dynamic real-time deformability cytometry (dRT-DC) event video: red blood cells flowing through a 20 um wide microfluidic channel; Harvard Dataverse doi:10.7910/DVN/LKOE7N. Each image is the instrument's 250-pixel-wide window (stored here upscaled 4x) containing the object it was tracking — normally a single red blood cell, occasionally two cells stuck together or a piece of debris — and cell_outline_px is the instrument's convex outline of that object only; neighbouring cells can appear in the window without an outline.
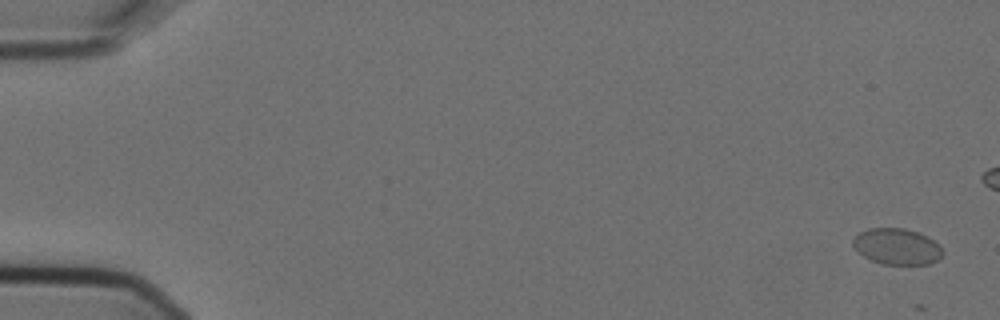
{"species": "Egyptian fruit bat (a non-hibernating species)", "species_latin": "Rousettus aegyptiacus", "temperature_condition": "cold", "stored_images_in_passage": 4, "camera_frame_rate_fps": 3000, "um_per_image_px": 0.085, "animal": {"sex": "female"}, "frame": {"image": 1, "passage_image": 1, "time_ms": 0.0, "image_size_px": [1000, 320], "cell_outline_px": [[944, 252], [940, 260], [928, 264], [884, 264], [872, 260], [864, 256], [852, 244], [852, 240], [860, 232], [868, 228], [904, 228], [920, 232], [928, 236], [940, 244]], "centroid_in_image_um": [76.3, 20.94], "position_along_channel_um": 8.7, "area_um2": 19.02}}